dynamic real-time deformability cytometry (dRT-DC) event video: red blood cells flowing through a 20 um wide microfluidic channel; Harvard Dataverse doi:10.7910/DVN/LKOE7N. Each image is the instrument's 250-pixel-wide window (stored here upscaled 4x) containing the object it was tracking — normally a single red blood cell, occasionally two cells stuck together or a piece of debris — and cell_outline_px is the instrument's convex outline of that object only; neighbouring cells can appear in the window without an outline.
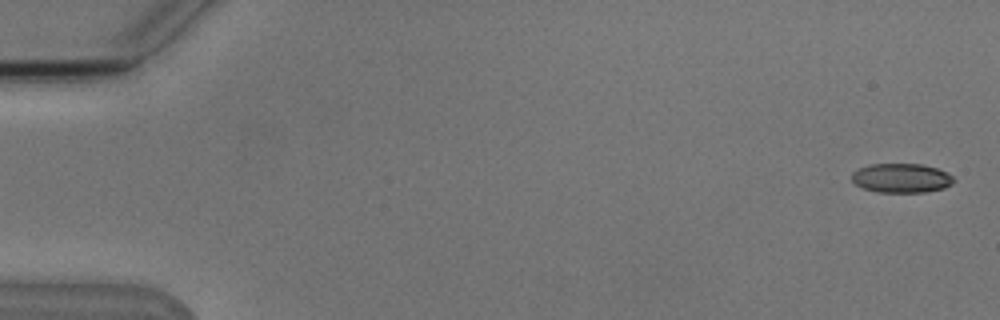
{"species": "Egyptian fruit bat (a non-hibernating species)", "species_latin": "Rousettus aegyptiacus", "temperature_condition": "cold", "stored_images_in_passage": 8, "camera_frame_rate_fps": 3000, "um_per_image_px": 0.085, "animal": {"sex": "male"}, "frame": {"image": 1, "passage_image": 1, "time_ms": 0.0, "image_size_px": [1000, 320], "cell_outline_px": [[952, 184], [944, 188], [924, 192], [876, 192], [864, 188], [856, 184], [852, 180], [852, 172], [868, 164], [920, 164], [936, 168], [948, 172], [952, 176]], "centroid_in_image_um": [76.61, 15.13], "position_along_channel_um": 8.4, "area_um2": 17.28}}
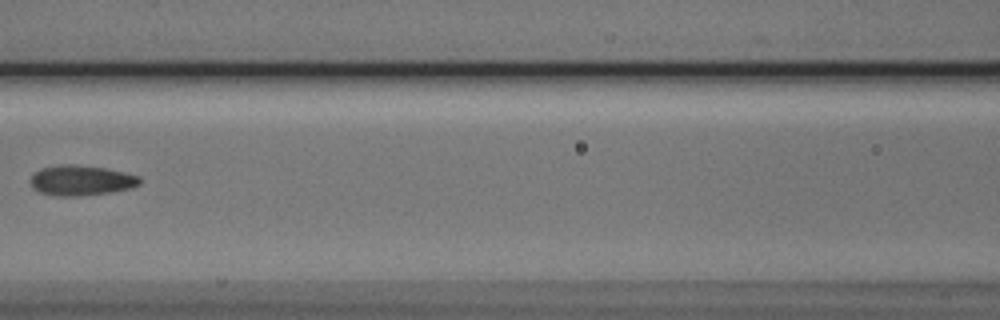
{"frame": {"image": 2, "passage_image": 7, "time_ms": 8.0, "image_size_px": [1000, 320], "cell_outline_px": [[140, 184], [132, 188], [112, 192], [80, 196], [60, 196], [40, 192], [32, 188], [32, 172], [40, 168], [64, 164], [72, 164], [104, 168], [124, 172], [140, 176]], "centroid_in_image_um": [6.91, 15.33], "position_along_channel_um": 159.7, "area_um2": 19.25}}
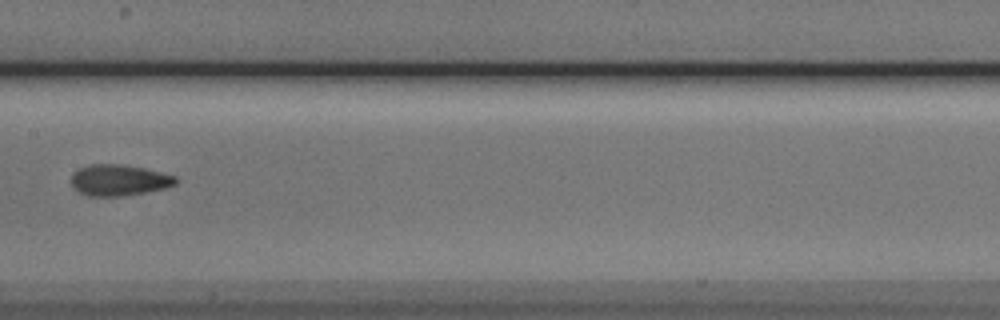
{"frame": {"image": 3, "passage_image": 8, "time_ms": 9.0, "image_size_px": [1000, 320], "cell_outline_px": [[176, 184], [164, 188], [124, 196], [88, 196], [72, 188], [72, 172], [88, 164], [116, 164], [144, 168], [176, 176]], "centroid_in_image_um": [10.07, 15.31], "position_along_channel_um": 197.3, "area_um2": 18.84}}